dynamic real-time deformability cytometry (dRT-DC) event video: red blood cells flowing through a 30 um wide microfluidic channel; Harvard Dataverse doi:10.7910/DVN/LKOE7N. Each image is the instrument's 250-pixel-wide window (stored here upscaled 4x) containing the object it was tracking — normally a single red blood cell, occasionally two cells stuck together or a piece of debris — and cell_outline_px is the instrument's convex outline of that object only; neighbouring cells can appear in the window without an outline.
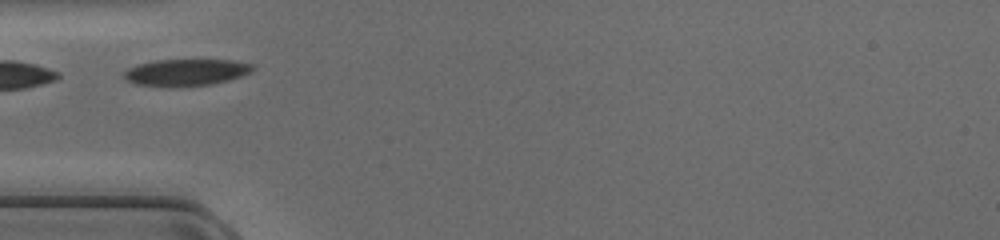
{"species": "common noctule bat (a hibernating species)", "species_latin": "Nyctalus noctula", "temperature_condition": "cold", "stored_images_in_passage": 16, "camera_frame_rate_fps": 3000, "um_per_image_px": 0.085, "animal": {"sex": "female", "body_mass_g": 17.0, "forearm_length_mm": 48.0}, "frame": {"image": 1, "passage_image": 1, "time_ms": 0.0, "image_size_px": [1000, 240], "cell_outline_px": [[252, 72], [228, 80], [212, 84], [176, 88], [168, 88], [136, 84], [124, 80], [124, 72], [128, 68], [136, 64], [156, 60], [236, 60], [252, 64]], "centroid_in_image_um": [15.76, 6.17], "position_along_channel_um": 69.2, "area_um2": 20.46}}